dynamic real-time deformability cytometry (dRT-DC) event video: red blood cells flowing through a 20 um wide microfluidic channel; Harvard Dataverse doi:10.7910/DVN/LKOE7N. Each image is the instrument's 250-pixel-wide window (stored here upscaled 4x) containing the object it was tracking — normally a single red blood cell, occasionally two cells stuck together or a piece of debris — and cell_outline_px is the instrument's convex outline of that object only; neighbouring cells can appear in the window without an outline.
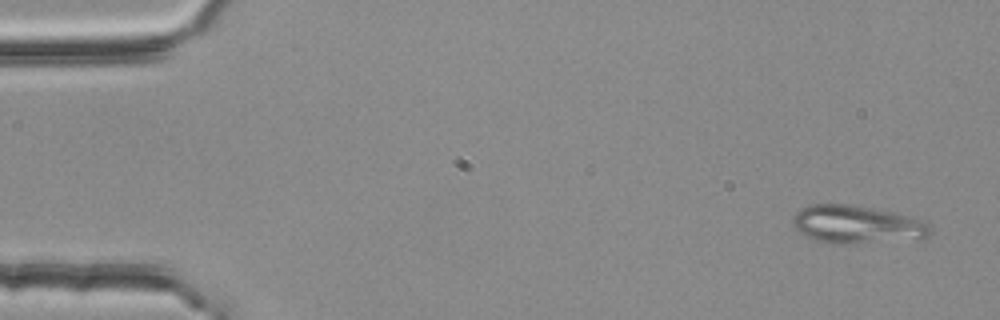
{"species": "common noctule bat (a hibernating species)", "species_latin": "Nyctalus noctula", "temperature_condition": "room temperature", "stored_images_in_passage": 4, "segment_of_instrument_passage": [2, 2], "camera_frame_rate_fps": 3000, "um_per_image_px": 0.085, "animal": {"sex": "female", "body_mass_g": 25.1}, "frame": {"image": 1, "passage_image": 4, "time_ms": 1.0, "image_size_px": [1000, 320], "cell_outline_px": [[932, 232], [928, 236], [836, 244], [832, 244], [816, 240], [800, 232], [792, 224], [792, 216], [800, 208], [812, 204], [848, 204], [892, 212], [912, 216], [928, 220], [932, 228]], "centroid_in_image_um": [72.81, 19.04], "position_along_channel_um": 12.2, "area_um2": 29.88}}